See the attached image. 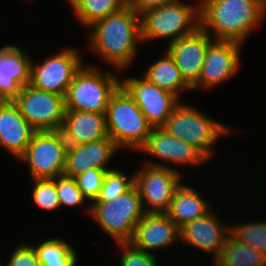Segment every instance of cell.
<instances>
[{
    "mask_svg": "<svg viewBox=\"0 0 266 266\" xmlns=\"http://www.w3.org/2000/svg\"><path fill=\"white\" fill-rule=\"evenodd\" d=\"M67 148L61 130L36 131L18 160L27 164L32 180L54 179L63 175Z\"/></svg>",
    "mask_w": 266,
    "mask_h": 266,
    "instance_id": "obj_9",
    "label": "cell"
},
{
    "mask_svg": "<svg viewBox=\"0 0 266 266\" xmlns=\"http://www.w3.org/2000/svg\"><path fill=\"white\" fill-rule=\"evenodd\" d=\"M20 48L12 44L0 48V101L13 100L29 84L32 58Z\"/></svg>",
    "mask_w": 266,
    "mask_h": 266,
    "instance_id": "obj_18",
    "label": "cell"
},
{
    "mask_svg": "<svg viewBox=\"0 0 266 266\" xmlns=\"http://www.w3.org/2000/svg\"><path fill=\"white\" fill-rule=\"evenodd\" d=\"M176 241H180L179 227L166 213H146L136 225L130 243L151 253V250L169 247Z\"/></svg>",
    "mask_w": 266,
    "mask_h": 266,
    "instance_id": "obj_19",
    "label": "cell"
},
{
    "mask_svg": "<svg viewBox=\"0 0 266 266\" xmlns=\"http://www.w3.org/2000/svg\"><path fill=\"white\" fill-rule=\"evenodd\" d=\"M118 150L109 136L96 142L68 145L63 175L74 178L92 168L113 170L107 165Z\"/></svg>",
    "mask_w": 266,
    "mask_h": 266,
    "instance_id": "obj_17",
    "label": "cell"
},
{
    "mask_svg": "<svg viewBox=\"0 0 266 266\" xmlns=\"http://www.w3.org/2000/svg\"><path fill=\"white\" fill-rule=\"evenodd\" d=\"M108 136L119 149L139 151L153 127L133 98L120 85L111 95L106 111Z\"/></svg>",
    "mask_w": 266,
    "mask_h": 266,
    "instance_id": "obj_3",
    "label": "cell"
},
{
    "mask_svg": "<svg viewBox=\"0 0 266 266\" xmlns=\"http://www.w3.org/2000/svg\"><path fill=\"white\" fill-rule=\"evenodd\" d=\"M13 102L36 131L61 130L65 114L63 95L42 91L27 84L21 88Z\"/></svg>",
    "mask_w": 266,
    "mask_h": 266,
    "instance_id": "obj_10",
    "label": "cell"
},
{
    "mask_svg": "<svg viewBox=\"0 0 266 266\" xmlns=\"http://www.w3.org/2000/svg\"><path fill=\"white\" fill-rule=\"evenodd\" d=\"M157 162H144L134 173L146 213H166L177 188L182 184V171ZM146 206V207H145Z\"/></svg>",
    "mask_w": 266,
    "mask_h": 266,
    "instance_id": "obj_8",
    "label": "cell"
},
{
    "mask_svg": "<svg viewBox=\"0 0 266 266\" xmlns=\"http://www.w3.org/2000/svg\"><path fill=\"white\" fill-rule=\"evenodd\" d=\"M86 209L88 215L117 243L130 242L136 225L146 214L135 185L112 200L93 202Z\"/></svg>",
    "mask_w": 266,
    "mask_h": 266,
    "instance_id": "obj_6",
    "label": "cell"
},
{
    "mask_svg": "<svg viewBox=\"0 0 266 266\" xmlns=\"http://www.w3.org/2000/svg\"><path fill=\"white\" fill-rule=\"evenodd\" d=\"M210 210L198 219L188 222L179 228L180 241L219 258L224 241L230 234V226L223 225L220 218Z\"/></svg>",
    "mask_w": 266,
    "mask_h": 266,
    "instance_id": "obj_16",
    "label": "cell"
},
{
    "mask_svg": "<svg viewBox=\"0 0 266 266\" xmlns=\"http://www.w3.org/2000/svg\"><path fill=\"white\" fill-rule=\"evenodd\" d=\"M265 19L260 0H200V27L217 41L242 44Z\"/></svg>",
    "mask_w": 266,
    "mask_h": 266,
    "instance_id": "obj_2",
    "label": "cell"
},
{
    "mask_svg": "<svg viewBox=\"0 0 266 266\" xmlns=\"http://www.w3.org/2000/svg\"><path fill=\"white\" fill-rule=\"evenodd\" d=\"M266 6V0H260Z\"/></svg>",
    "mask_w": 266,
    "mask_h": 266,
    "instance_id": "obj_35",
    "label": "cell"
},
{
    "mask_svg": "<svg viewBox=\"0 0 266 266\" xmlns=\"http://www.w3.org/2000/svg\"><path fill=\"white\" fill-rule=\"evenodd\" d=\"M241 44L214 40L207 48L199 82L192 88L212 89L237 74Z\"/></svg>",
    "mask_w": 266,
    "mask_h": 266,
    "instance_id": "obj_13",
    "label": "cell"
},
{
    "mask_svg": "<svg viewBox=\"0 0 266 266\" xmlns=\"http://www.w3.org/2000/svg\"><path fill=\"white\" fill-rule=\"evenodd\" d=\"M174 0H127V6L131 7L137 14H142L146 10L161 7Z\"/></svg>",
    "mask_w": 266,
    "mask_h": 266,
    "instance_id": "obj_34",
    "label": "cell"
},
{
    "mask_svg": "<svg viewBox=\"0 0 266 266\" xmlns=\"http://www.w3.org/2000/svg\"><path fill=\"white\" fill-rule=\"evenodd\" d=\"M33 246L41 266H75L76 250L61 238L46 239Z\"/></svg>",
    "mask_w": 266,
    "mask_h": 266,
    "instance_id": "obj_26",
    "label": "cell"
},
{
    "mask_svg": "<svg viewBox=\"0 0 266 266\" xmlns=\"http://www.w3.org/2000/svg\"><path fill=\"white\" fill-rule=\"evenodd\" d=\"M195 3L174 0L140 14L142 42L166 38L169 44L193 34L200 27V0Z\"/></svg>",
    "mask_w": 266,
    "mask_h": 266,
    "instance_id": "obj_4",
    "label": "cell"
},
{
    "mask_svg": "<svg viewBox=\"0 0 266 266\" xmlns=\"http://www.w3.org/2000/svg\"><path fill=\"white\" fill-rule=\"evenodd\" d=\"M81 57L78 49L67 47L40 63L32 60L29 84L65 97L74 76L84 65Z\"/></svg>",
    "mask_w": 266,
    "mask_h": 266,
    "instance_id": "obj_11",
    "label": "cell"
},
{
    "mask_svg": "<svg viewBox=\"0 0 266 266\" xmlns=\"http://www.w3.org/2000/svg\"><path fill=\"white\" fill-rule=\"evenodd\" d=\"M211 207L197 190L182 183L175 191L166 214L180 228L208 213Z\"/></svg>",
    "mask_w": 266,
    "mask_h": 266,
    "instance_id": "obj_22",
    "label": "cell"
},
{
    "mask_svg": "<svg viewBox=\"0 0 266 266\" xmlns=\"http://www.w3.org/2000/svg\"><path fill=\"white\" fill-rule=\"evenodd\" d=\"M89 41L93 52L118 72L128 67L142 43L141 19L131 7L126 6L89 27Z\"/></svg>",
    "mask_w": 266,
    "mask_h": 266,
    "instance_id": "obj_1",
    "label": "cell"
},
{
    "mask_svg": "<svg viewBox=\"0 0 266 266\" xmlns=\"http://www.w3.org/2000/svg\"><path fill=\"white\" fill-rule=\"evenodd\" d=\"M33 182L32 198L36 206L47 211L60 208L56 184L53 179H35L32 180Z\"/></svg>",
    "mask_w": 266,
    "mask_h": 266,
    "instance_id": "obj_29",
    "label": "cell"
},
{
    "mask_svg": "<svg viewBox=\"0 0 266 266\" xmlns=\"http://www.w3.org/2000/svg\"><path fill=\"white\" fill-rule=\"evenodd\" d=\"M53 180L56 184L60 208L64 206L77 207L84 203L86 198L78 188L75 178L61 175Z\"/></svg>",
    "mask_w": 266,
    "mask_h": 266,
    "instance_id": "obj_30",
    "label": "cell"
},
{
    "mask_svg": "<svg viewBox=\"0 0 266 266\" xmlns=\"http://www.w3.org/2000/svg\"><path fill=\"white\" fill-rule=\"evenodd\" d=\"M213 263L214 266H266V257L229 234L219 258Z\"/></svg>",
    "mask_w": 266,
    "mask_h": 266,
    "instance_id": "obj_24",
    "label": "cell"
},
{
    "mask_svg": "<svg viewBox=\"0 0 266 266\" xmlns=\"http://www.w3.org/2000/svg\"><path fill=\"white\" fill-rule=\"evenodd\" d=\"M161 128L169 135L195 146L208 159L212 158V147L220 140L219 138L232 132L228 125L214 120L184 102L174 109Z\"/></svg>",
    "mask_w": 266,
    "mask_h": 266,
    "instance_id": "obj_5",
    "label": "cell"
},
{
    "mask_svg": "<svg viewBox=\"0 0 266 266\" xmlns=\"http://www.w3.org/2000/svg\"><path fill=\"white\" fill-rule=\"evenodd\" d=\"M6 266H41L33 245L20 244L11 253Z\"/></svg>",
    "mask_w": 266,
    "mask_h": 266,
    "instance_id": "obj_33",
    "label": "cell"
},
{
    "mask_svg": "<svg viewBox=\"0 0 266 266\" xmlns=\"http://www.w3.org/2000/svg\"><path fill=\"white\" fill-rule=\"evenodd\" d=\"M110 71H101L95 65H83L76 73L65 94V110L106 113L111 95L120 86V80Z\"/></svg>",
    "mask_w": 266,
    "mask_h": 266,
    "instance_id": "obj_7",
    "label": "cell"
},
{
    "mask_svg": "<svg viewBox=\"0 0 266 266\" xmlns=\"http://www.w3.org/2000/svg\"><path fill=\"white\" fill-rule=\"evenodd\" d=\"M120 251V266H159L158 258L148 252L141 251L130 242L118 243Z\"/></svg>",
    "mask_w": 266,
    "mask_h": 266,
    "instance_id": "obj_32",
    "label": "cell"
},
{
    "mask_svg": "<svg viewBox=\"0 0 266 266\" xmlns=\"http://www.w3.org/2000/svg\"><path fill=\"white\" fill-rule=\"evenodd\" d=\"M61 131L68 145L102 140L108 137L106 113L65 110Z\"/></svg>",
    "mask_w": 266,
    "mask_h": 266,
    "instance_id": "obj_21",
    "label": "cell"
},
{
    "mask_svg": "<svg viewBox=\"0 0 266 266\" xmlns=\"http://www.w3.org/2000/svg\"><path fill=\"white\" fill-rule=\"evenodd\" d=\"M230 234L266 257V220L230 225Z\"/></svg>",
    "mask_w": 266,
    "mask_h": 266,
    "instance_id": "obj_27",
    "label": "cell"
},
{
    "mask_svg": "<svg viewBox=\"0 0 266 266\" xmlns=\"http://www.w3.org/2000/svg\"><path fill=\"white\" fill-rule=\"evenodd\" d=\"M143 77L161 89L171 92L180 99V93L192 90L183 79L173 57L165 50L164 55L155 60L145 70Z\"/></svg>",
    "mask_w": 266,
    "mask_h": 266,
    "instance_id": "obj_23",
    "label": "cell"
},
{
    "mask_svg": "<svg viewBox=\"0 0 266 266\" xmlns=\"http://www.w3.org/2000/svg\"><path fill=\"white\" fill-rule=\"evenodd\" d=\"M212 39L199 27L193 34L167 45L166 50L173 57L183 79L191 88L199 82L207 48L214 41Z\"/></svg>",
    "mask_w": 266,
    "mask_h": 266,
    "instance_id": "obj_14",
    "label": "cell"
},
{
    "mask_svg": "<svg viewBox=\"0 0 266 266\" xmlns=\"http://www.w3.org/2000/svg\"><path fill=\"white\" fill-rule=\"evenodd\" d=\"M139 152L179 166H197L209 160L195 146L169 135L161 127H153Z\"/></svg>",
    "mask_w": 266,
    "mask_h": 266,
    "instance_id": "obj_15",
    "label": "cell"
},
{
    "mask_svg": "<svg viewBox=\"0 0 266 266\" xmlns=\"http://www.w3.org/2000/svg\"><path fill=\"white\" fill-rule=\"evenodd\" d=\"M106 173L107 171L104 169L92 168L74 177L83 196L88 199L91 204L100 193Z\"/></svg>",
    "mask_w": 266,
    "mask_h": 266,
    "instance_id": "obj_31",
    "label": "cell"
},
{
    "mask_svg": "<svg viewBox=\"0 0 266 266\" xmlns=\"http://www.w3.org/2000/svg\"><path fill=\"white\" fill-rule=\"evenodd\" d=\"M36 130L22 116L13 100L0 101V147L12 157L25 152Z\"/></svg>",
    "mask_w": 266,
    "mask_h": 266,
    "instance_id": "obj_20",
    "label": "cell"
},
{
    "mask_svg": "<svg viewBox=\"0 0 266 266\" xmlns=\"http://www.w3.org/2000/svg\"><path fill=\"white\" fill-rule=\"evenodd\" d=\"M83 28L118 12L127 6V0H68Z\"/></svg>",
    "mask_w": 266,
    "mask_h": 266,
    "instance_id": "obj_25",
    "label": "cell"
},
{
    "mask_svg": "<svg viewBox=\"0 0 266 266\" xmlns=\"http://www.w3.org/2000/svg\"><path fill=\"white\" fill-rule=\"evenodd\" d=\"M120 85L133 98L152 127H161L182 102L176 95L161 89L143 76L122 78Z\"/></svg>",
    "mask_w": 266,
    "mask_h": 266,
    "instance_id": "obj_12",
    "label": "cell"
},
{
    "mask_svg": "<svg viewBox=\"0 0 266 266\" xmlns=\"http://www.w3.org/2000/svg\"><path fill=\"white\" fill-rule=\"evenodd\" d=\"M135 185V176H129L121 170L107 171L103 186L94 202H105L129 191Z\"/></svg>",
    "mask_w": 266,
    "mask_h": 266,
    "instance_id": "obj_28",
    "label": "cell"
}]
</instances>
